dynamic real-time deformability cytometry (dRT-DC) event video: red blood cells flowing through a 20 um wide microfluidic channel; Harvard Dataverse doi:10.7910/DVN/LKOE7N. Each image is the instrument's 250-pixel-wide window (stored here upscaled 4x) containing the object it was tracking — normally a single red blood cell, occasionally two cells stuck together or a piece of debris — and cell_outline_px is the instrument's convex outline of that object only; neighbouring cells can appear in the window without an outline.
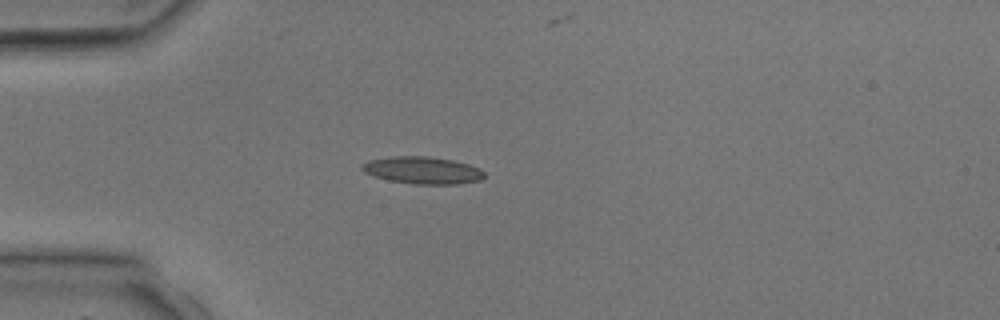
{"species": "common noctule bat (a hibernating species)", "species_latin": "Nyctalus noctula", "temperature_condition": "room temperature", "stored_images_in_passage": 4, "camera_frame_rate_fps": 3000, "um_per_image_px": 0.085, "animal": {"sex": "male", "body_mass_g": 17.9, "forearm_length_mm": 54.2}, "frame": {"image": 1, "passage_image": 3, "time_ms": 2.667, "image_size_px": [1000, 320], "cell_outline_px": [[484, 176], [480, 180], [456, 184], [416, 184], [388, 180], [364, 172], [360, 168], [360, 164], [368, 160], [392, 156], [428, 156], [452, 160], [468, 164], [480, 168], [484, 172]], "centroid_in_image_um": [35.89, 14.46], "position_along_channel_um": 49.1, "area_um2": 19.36}}